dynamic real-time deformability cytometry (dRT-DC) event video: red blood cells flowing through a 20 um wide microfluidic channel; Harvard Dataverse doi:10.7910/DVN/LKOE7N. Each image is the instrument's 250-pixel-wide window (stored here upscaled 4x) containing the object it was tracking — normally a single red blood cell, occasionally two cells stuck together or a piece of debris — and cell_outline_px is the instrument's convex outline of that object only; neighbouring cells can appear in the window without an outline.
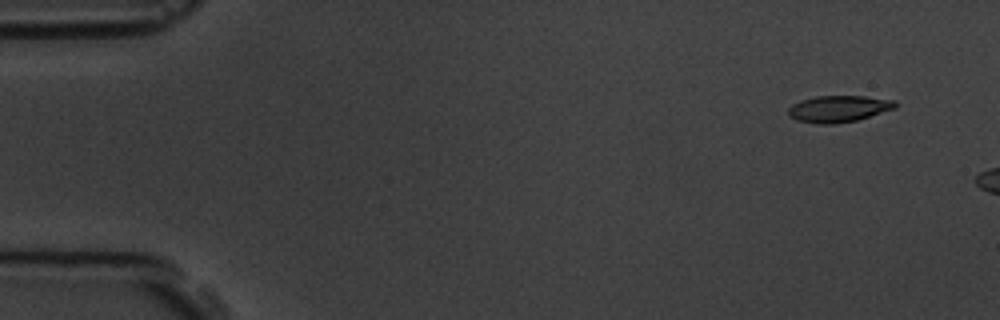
{"species": "common noctule bat (a hibernating species)", "species_latin": "Nyctalus noctula", "temperature_condition": "room temperature", "stored_images_in_passage": 3, "camera_frame_rate_fps": 3000, "um_per_image_px": 0.085, "animal": {"sex": "male", "body_mass_g": 19.5, "forearm_length_mm": 54.6}, "frame": {"image": 1, "passage_image": 1, "time_ms": 0.0, "image_size_px": [1000, 320], "cell_outline_px": [[896, 108], [856, 120], [832, 124], [816, 124], [796, 120], [788, 116], [788, 108], [792, 104], [800, 100], [816, 96], [864, 96], [896, 100]], "centroid_in_image_um": [71.25, 9.24], "position_along_channel_um": 13.8, "area_um2": 16.65}}